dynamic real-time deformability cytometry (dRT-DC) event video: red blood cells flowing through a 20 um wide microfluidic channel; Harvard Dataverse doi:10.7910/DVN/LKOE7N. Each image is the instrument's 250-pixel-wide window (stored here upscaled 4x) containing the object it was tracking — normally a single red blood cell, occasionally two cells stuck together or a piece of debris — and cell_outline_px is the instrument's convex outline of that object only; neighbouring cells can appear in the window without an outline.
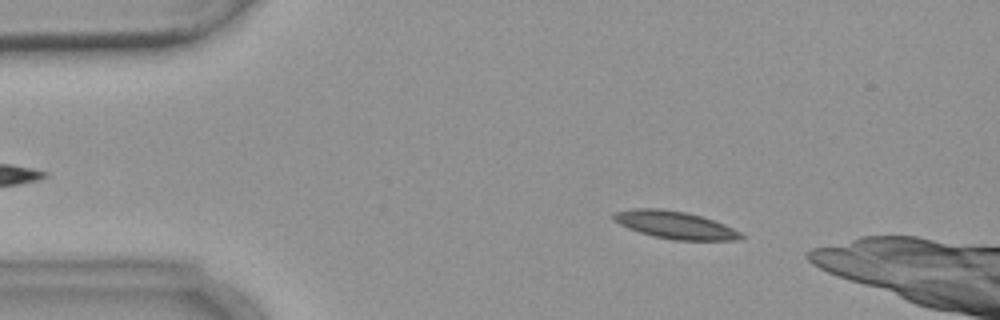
{"species": "common noctule bat (a hibernating species)", "species_latin": "Nyctalus noctula", "temperature_condition": "warm", "stored_images_in_passage": 8, "camera_frame_rate_fps": 3000, "um_per_image_px": 0.085, "animal": {"sex": "female", "body_mass_g": 18.4}, "frame": {"image": 1, "passage_image": 1, "time_ms": 0.0, "image_size_px": [1000, 320], "cell_outline_px": [[744, 236], [740, 240], [676, 240], [652, 236], [628, 228], [612, 220], [612, 212], [632, 208], [660, 208], [688, 212], [724, 224], [740, 232]], "centroid_in_image_um": [57.33, 19.11], "position_along_channel_um": 27.7, "area_um2": 20.52}}
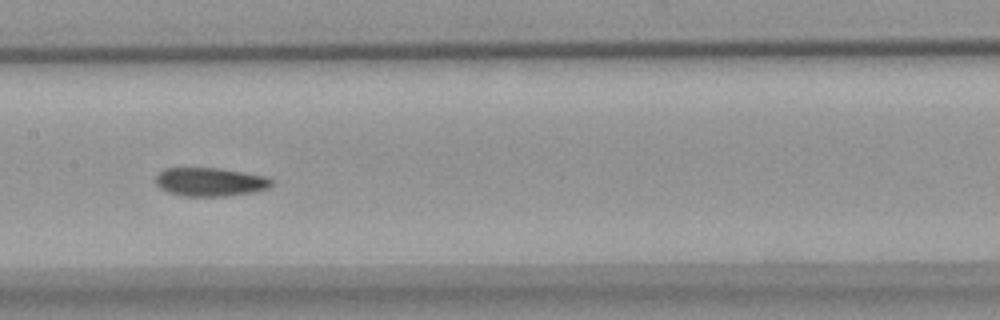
{"frame": {"image": 2, "passage_image": 6, "time_ms": 6.0, "image_size_px": [1000, 320], "cell_outline_px": [[272, 184], [268, 188], [252, 192], [224, 196], [184, 196], [168, 192], [160, 188], [156, 184], [156, 176], [164, 168], [220, 168], [264, 176], [272, 180]], "centroid_in_image_um": [17.83, 15.46], "position_along_channel_um": 189.6, "area_um2": 19.13}}
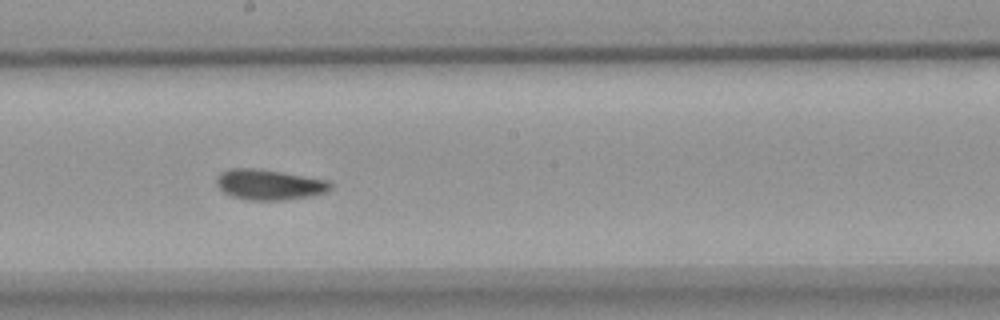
{"frame": {"image": 3, "passage_image": 7, "time_ms": 7.0, "image_size_px": [1000, 320], "cell_outline_px": [[332, 188], [328, 192], [312, 196], [284, 200], [248, 200], [232, 196], [224, 192], [216, 184], [216, 176], [220, 172], [228, 168], [252, 168], [280, 172], [328, 180], [332, 184]], "centroid_in_image_um": [22.88, 15.7], "position_along_channel_um": 225.3, "area_um2": 20.29}}